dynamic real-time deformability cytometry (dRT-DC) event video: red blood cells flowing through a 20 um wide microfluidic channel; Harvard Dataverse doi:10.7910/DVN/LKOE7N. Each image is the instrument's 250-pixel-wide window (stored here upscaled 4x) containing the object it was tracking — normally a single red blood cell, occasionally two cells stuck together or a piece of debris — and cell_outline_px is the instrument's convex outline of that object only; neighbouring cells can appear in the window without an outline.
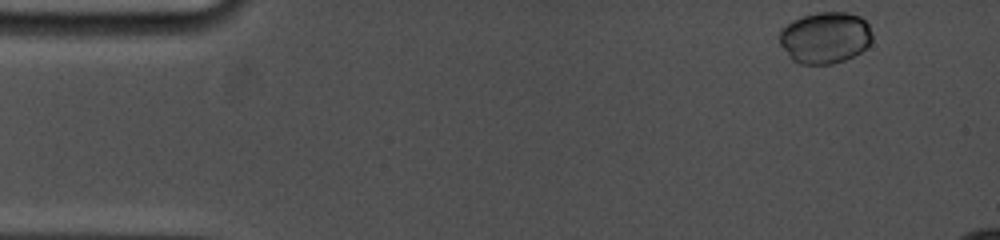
{"species": "common noctule bat (a hibernating species)", "species_latin": "Nyctalus noctula", "temperature_condition": "cold", "stored_images_in_passage": 8, "camera_frame_rate_fps": 5000, "um_per_image_px": 0.085, "animal": {"sex": "female", "body_mass_g": 19.0, "forearm_length_mm": 53.3}, "frame": {"image": 1, "passage_image": 1, "time_ms": 0.0, "image_size_px": [1000, 240], "cell_outline_px": [[872, 40], [860, 52], [844, 60], [832, 64], [800, 64], [792, 60], [788, 56], [780, 44], [780, 32], [792, 20], [816, 12], [848, 12], [860, 16], [868, 24], [872, 32]], "centroid_in_image_um": [70.14, 3.2], "position_along_channel_um": 14.9, "area_um2": 27.8}}
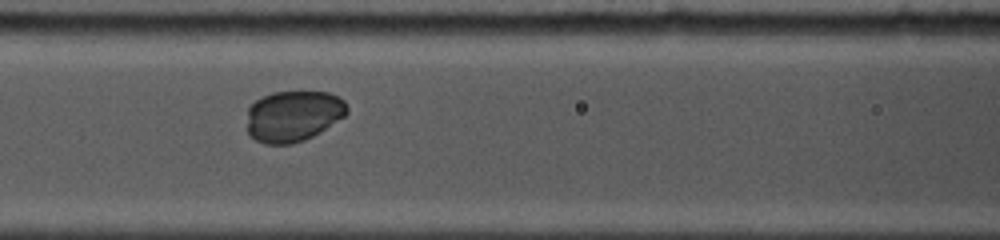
{"frame": {"image": 2, "passage_image": 7, "time_ms": 6.0, "image_size_px": [1000, 240], "cell_outline_px": [[348, 112], [344, 116], [320, 132], [304, 140], [292, 144], [264, 144], [256, 140], [248, 132], [248, 108], [256, 100], [272, 92], [328, 92], [344, 100], [348, 108]], "centroid_in_image_um": [24.93, 9.86], "position_along_channel_um": 141.7, "area_um2": 29.59}}
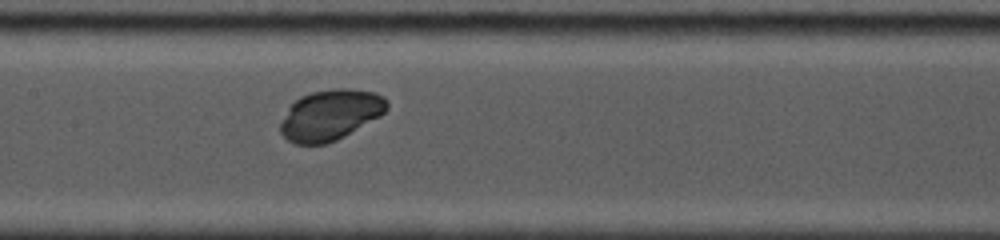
{"frame": {"image": 3, "passage_image": 8, "time_ms": 7.0, "image_size_px": [1000, 240], "cell_outline_px": [[388, 108], [380, 116], [344, 136], [328, 144], [296, 144], [288, 140], [280, 132], [280, 124], [288, 108], [300, 96], [312, 92], [332, 88], [348, 88], [376, 92], [384, 96], [388, 100]], "centroid_in_image_um": [28.1, 9.76], "position_along_channel_um": 179.3, "area_um2": 31.44}}